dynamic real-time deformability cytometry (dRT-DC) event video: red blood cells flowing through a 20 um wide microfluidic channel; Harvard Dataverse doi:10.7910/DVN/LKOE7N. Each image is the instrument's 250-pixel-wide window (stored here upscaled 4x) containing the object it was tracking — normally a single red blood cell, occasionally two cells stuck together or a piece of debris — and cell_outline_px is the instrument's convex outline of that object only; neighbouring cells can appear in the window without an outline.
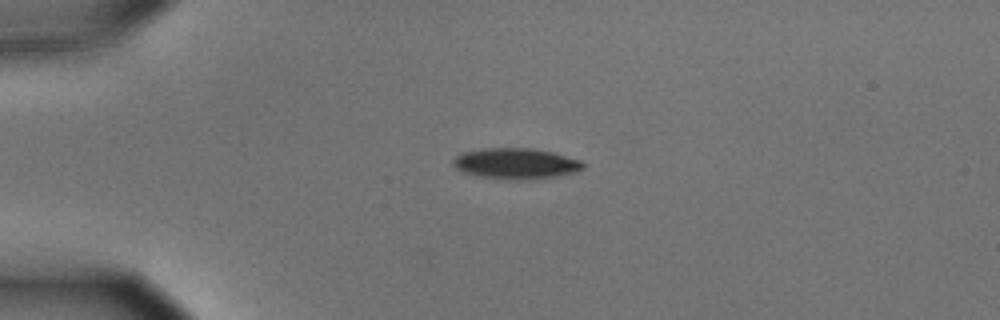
{"species": "common noctule bat (a hibernating species)", "species_latin": "Nyctalus noctula", "temperature_condition": "cold", "stored_images_in_passage": 30, "camera_frame_rate_fps": 3000, "um_per_image_px": 0.085, "animal": {"sex": "male", "body_mass_g": 15.6}, "frame": {"image": 1, "passage_image": 1, "time_ms": 0.0, "image_size_px": [1000, 320], "cell_outline_px": [[584, 168], [576, 172], [560, 176], [536, 180], [504, 180], [476, 176], [464, 172], [456, 168], [452, 164], [452, 160], [460, 152], [484, 148], [532, 148], [552, 152], [580, 160], [584, 164]], "centroid_in_image_um": [43.84, 13.92], "position_along_channel_um": 41.2, "area_um2": 23.87}}
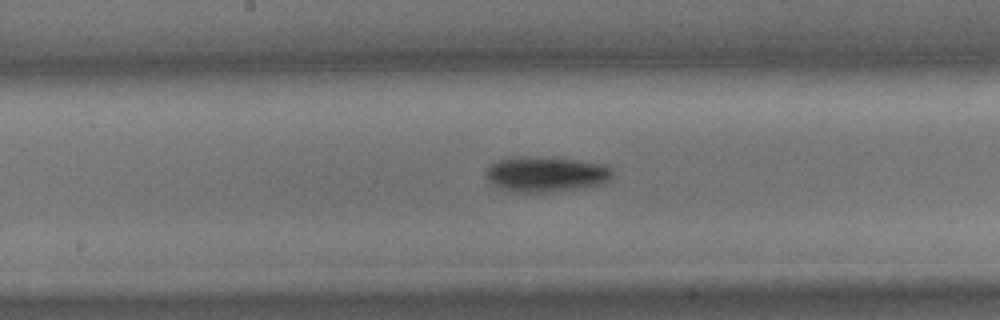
{"frame": {"image": 2, "passage_image": 17, "time_ms": 5.333, "image_size_px": [1000, 320], "cell_outline_px": [[612, 176], [608, 180], [596, 184], [576, 188], [544, 192], [516, 192], [500, 188], [492, 184], [484, 176], [484, 172], [496, 160], [516, 156], [548, 156], [580, 160], [600, 164], [612, 168]], "centroid_in_image_um": [46.33, 14.77], "position_along_channel_um": 201.9, "area_um2": 26.07}}
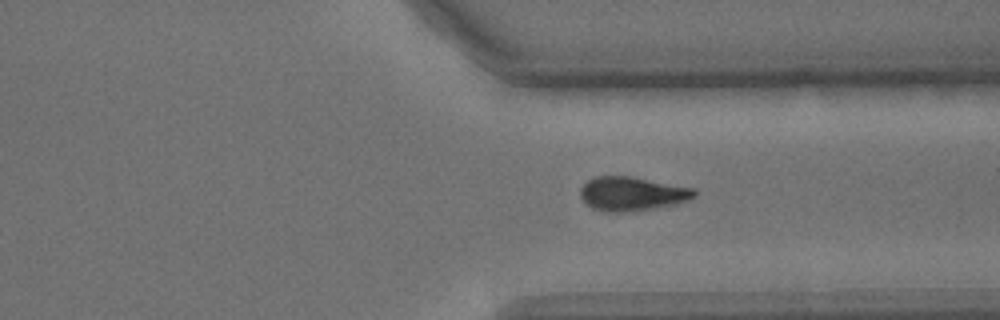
{"frame": {"image": 3, "passage_image": 30, "time_ms": 9.667, "image_size_px": [1000, 320], "cell_outline_px": [[696, 196], [688, 200], [676, 204], [652, 208], [624, 212], [608, 212], [592, 208], [580, 196], [580, 188], [588, 180], [596, 176], [632, 176], [692, 188], [696, 192]], "centroid_in_image_um": [53.71, 16.46], "position_along_channel_um": 357.7, "area_um2": 22.37}}